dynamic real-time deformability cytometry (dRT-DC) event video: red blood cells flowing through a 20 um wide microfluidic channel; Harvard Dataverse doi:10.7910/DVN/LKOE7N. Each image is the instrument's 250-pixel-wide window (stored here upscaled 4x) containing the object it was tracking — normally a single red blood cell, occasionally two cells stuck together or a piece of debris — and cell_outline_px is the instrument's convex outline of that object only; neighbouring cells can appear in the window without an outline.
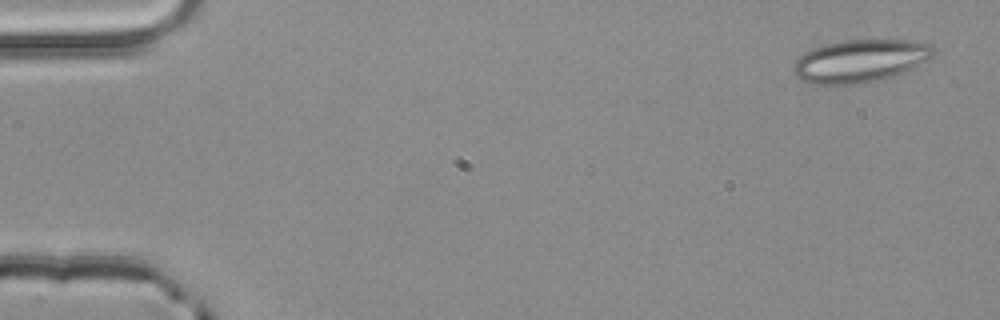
{"species": "common noctule bat (a hibernating species)", "species_latin": "Nyctalus noctula", "temperature_condition": "room temperature", "stored_images_in_passage": 4, "camera_frame_rate_fps": 3000, "um_per_image_px": 0.085, "animal": {"sex": "male", "body_mass_g": 20.4}, "frame": {"image": 1, "passage_image": 1, "time_ms": 0.0, "image_size_px": [1000, 320], "cell_outline_px": [[936, 52], [928, 60], [900, 72], [876, 80], [836, 88], [828, 88], [800, 80], [792, 72], [792, 68], [796, 60], [804, 52], [812, 48], [824, 44], [840, 40], [912, 40], [928, 44], [936, 48]], "centroid_in_image_um": [73.01, 5.2], "position_along_channel_um": 12.0, "area_um2": 35.37}}